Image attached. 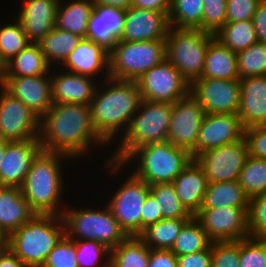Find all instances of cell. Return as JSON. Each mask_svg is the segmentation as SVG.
Wrapping results in <instances>:
<instances>
[{
    "label": "cell",
    "instance_id": "56",
    "mask_svg": "<svg viewBox=\"0 0 266 267\" xmlns=\"http://www.w3.org/2000/svg\"><path fill=\"white\" fill-rule=\"evenodd\" d=\"M94 5H106L122 10H127L132 6V0H91Z\"/></svg>",
    "mask_w": 266,
    "mask_h": 267
},
{
    "label": "cell",
    "instance_id": "5",
    "mask_svg": "<svg viewBox=\"0 0 266 267\" xmlns=\"http://www.w3.org/2000/svg\"><path fill=\"white\" fill-rule=\"evenodd\" d=\"M64 235L62 216L36 214L9 235L8 248L27 267H42L49 252Z\"/></svg>",
    "mask_w": 266,
    "mask_h": 267
},
{
    "label": "cell",
    "instance_id": "1",
    "mask_svg": "<svg viewBox=\"0 0 266 267\" xmlns=\"http://www.w3.org/2000/svg\"><path fill=\"white\" fill-rule=\"evenodd\" d=\"M39 143L43 151L74 160L87 156L92 145H107L94 130L90 105L70 103L53 104L40 118Z\"/></svg>",
    "mask_w": 266,
    "mask_h": 267
},
{
    "label": "cell",
    "instance_id": "46",
    "mask_svg": "<svg viewBox=\"0 0 266 267\" xmlns=\"http://www.w3.org/2000/svg\"><path fill=\"white\" fill-rule=\"evenodd\" d=\"M227 0H203L202 31L216 34L226 23Z\"/></svg>",
    "mask_w": 266,
    "mask_h": 267
},
{
    "label": "cell",
    "instance_id": "32",
    "mask_svg": "<svg viewBox=\"0 0 266 267\" xmlns=\"http://www.w3.org/2000/svg\"><path fill=\"white\" fill-rule=\"evenodd\" d=\"M81 40L82 37L79 35L54 27L38 44L48 64L54 70L56 64L59 63V67L65 62Z\"/></svg>",
    "mask_w": 266,
    "mask_h": 267
},
{
    "label": "cell",
    "instance_id": "33",
    "mask_svg": "<svg viewBox=\"0 0 266 267\" xmlns=\"http://www.w3.org/2000/svg\"><path fill=\"white\" fill-rule=\"evenodd\" d=\"M190 219H162L148 225L138 237L149 249L171 250L183 225Z\"/></svg>",
    "mask_w": 266,
    "mask_h": 267
},
{
    "label": "cell",
    "instance_id": "38",
    "mask_svg": "<svg viewBox=\"0 0 266 267\" xmlns=\"http://www.w3.org/2000/svg\"><path fill=\"white\" fill-rule=\"evenodd\" d=\"M149 187L150 193L158 202L163 219H191L193 217L181 203L172 183H156Z\"/></svg>",
    "mask_w": 266,
    "mask_h": 267
},
{
    "label": "cell",
    "instance_id": "2",
    "mask_svg": "<svg viewBox=\"0 0 266 267\" xmlns=\"http://www.w3.org/2000/svg\"><path fill=\"white\" fill-rule=\"evenodd\" d=\"M101 86L97 84L89 105L94 130L109 145L122 131L120 136L126 132L142 98L139 87L134 81L108 78Z\"/></svg>",
    "mask_w": 266,
    "mask_h": 267
},
{
    "label": "cell",
    "instance_id": "35",
    "mask_svg": "<svg viewBox=\"0 0 266 267\" xmlns=\"http://www.w3.org/2000/svg\"><path fill=\"white\" fill-rule=\"evenodd\" d=\"M214 36L223 46L235 53L257 42L252 20L226 22Z\"/></svg>",
    "mask_w": 266,
    "mask_h": 267
},
{
    "label": "cell",
    "instance_id": "19",
    "mask_svg": "<svg viewBox=\"0 0 266 267\" xmlns=\"http://www.w3.org/2000/svg\"><path fill=\"white\" fill-rule=\"evenodd\" d=\"M169 28L168 15L165 12L131 6L126 10L123 33L119 40L128 42L165 40Z\"/></svg>",
    "mask_w": 266,
    "mask_h": 267
},
{
    "label": "cell",
    "instance_id": "4",
    "mask_svg": "<svg viewBox=\"0 0 266 267\" xmlns=\"http://www.w3.org/2000/svg\"><path fill=\"white\" fill-rule=\"evenodd\" d=\"M192 159L187 150L166 140L136 148L122 163L108 158L104 165L112 175L122 171L124 165L126 167L135 162L132 173L150 186L156 183H172Z\"/></svg>",
    "mask_w": 266,
    "mask_h": 267
},
{
    "label": "cell",
    "instance_id": "36",
    "mask_svg": "<svg viewBox=\"0 0 266 267\" xmlns=\"http://www.w3.org/2000/svg\"><path fill=\"white\" fill-rule=\"evenodd\" d=\"M211 243L199 222L192 217L181 228L171 251L176 256H183L206 250Z\"/></svg>",
    "mask_w": 266,
    "mask_h": 267
},
{
    "label": "cell",
    "instance_id": "11",
    "mask_svg": "<svg viewBox=\"0 0 266 267\" xmlns=\"http://www.w3.org/2000/svg\"><path fill=\"white\" fill-rule=\"evenodd\" d=\"M141 98L173 104L190 94V83L165 58L136 81Z\"/></svg>",
    "mask_w": 266,
    "mask_h": 267
},
{
    "label": "cell",
    "instance_id": "50",
    "mask_svg": "<svg viewBox=\"0 0 266 267\" xmlns=\"http://www.w3.org/2000/svg\"><path fill=\"white\" fill-rule=\"evenodd\" d=\"M177 267H212L211 245L203 251L176 256Z\"/></svg>",
    "mask_w": 266,
    "mask_h": 267
},
{
    "label": "cell",
    "instance_id": "8",
    "mask_svg": "<svg viewBox=\"0 0 266 267\" xmlns=\"http://www.w3.org/2000/svg\"><path fill=\"white\" fill-rule=\"evenodd\" d=\"M214 38V34L200 29L170 26L165 39L166 59L191 84L201 78L208 45Z\"/></svg>",
    "mask_w": 266,
    "mask_h": 267
},
{
    "label": "cell",
    "instance_id": "45",
    "mask_svg": "<svg viewBox=\"0 0 266 267\" xmlns=\"http://www.w3.org/2000/svg\"><path fill=\"white\" fill-rule=\"evenodd\" d=\"M42 267H78L74 240L64 235L49 252Z\"/></svg>",
    "mask_w": 266,
    "mask_h": 267
},
{
    "label": "cell",
    "instance_id": "6",
    "mask_svg": "<svg viewBox=\"0 0 266 267\" xmlns=\"http://www.w3.org/2000/svg\"><path fill=\"white\" fill-rule=\"evenodd\" d=\"M172 104L141 100L109 160L122 163L136 148L167 140Z\"/></svg>",
    "mask_w": 266,
    "mask_h": 267
},
{
    "label": "cell",
    "instance_id": "12",
    "mask_svg": "<svg viewBox=\"0 0 266 267\" xmlns=\"http://www.w3.org/2000/svg\"><path fill=\"white\" fill-rule=\"evenodd\" d=\"M248 157V148L243 137L232 144L202 152L194 160L202 168L210 184L238 180Z\"/></svg>",
    "mask_w": 266,
    "mask_h": 267
},
{
    "label": "cell",
    "instance_id": "59",
    "mask_svg": "<svg viewBox=\"0 0 266 267\" xmlns=\"http://www.w3.org/2000/svg\"><path fill=\"white\" fill-rule=\"evenodd\" d=\"M5 66L6 64L3 62L1 56H0V85L2 83V78H3V75H4V71H5Z\"/></svg>",
    "mask_w": 266,
    "mask_h": 267
},
{
    "label": "cell",
    "instance_id": "13",
    "mask_svg": "<svg viewBox=\"0 0 266 267\" xmlns=\"http://www.w3.org/2000/svg\"><path fill=\"white\" fill-rule=\"evenodd\" d=\"M0 139H39L40 118L0 85Z\"/></svg>",
    "mask_w": 266,
    "mask_h": 267
},
{
    "label": "cell",
    "instance_id": "21",
    "mask_svg": "<svg viewBox=\"0 0 266 267\" xmlns=\"http://www.w3.org/2000/svg\"><path fill=\"white\" fill-rule=\"evenodd\" d=\"M126 10L106 5H93L87 24L86 39L110 52L121 38Z\"/></svg>",
    "mask_w": 266,
    "mask_h": 267
},
{
    "label": "cell",
    "instance_id": "22",
    "mask_svg": "<svg viewBox=\"0 0 266 267\" xmlns=\"http://www.w3.org/2000/svg\"><path fill=\"white\" fill-rule=\"evenodd\" d=\"M60 0H24L15 18L19 21L28 40L38 43L54 27Z\"/></svg>",
    "mask_w": 266,
    "mask_h": 267
},
{
    "label": "cell",
    "instance_id": "30",
    "mask_svg": "<svg viewBox=\"0 0 266 267\" xmlns=\"http://www.w3.org/2000/svg\"><path fill=\"white\" fill-rule=\"evenodd\" d=\"M52 71L38 43H30L6 63L3 76H41Z\"/></svg>",
    "mask_w": 266,
    "mask_h": 267
},
{
    "label": "cell",
    "instance_id": "16",
    "mask_svg": "<svg viewBox=\"0 0 266 267\" xmlns=\"http://www.w3.org/2000/svg\"><path fill=\"white\" fill-rule=\"evenodd\" d=\"M247 210L234 207L200 209L193 217L212 242L237 241L249 237Z\"/></svg>",
    "mask_w": 266,
    "mask_h": 267
},
{
    "label": "cell",
    "instance_id": "28",
    "mask_svg": "<svg viewBox=\"0 0 266 267\" xmlns=\"http://www.w3.org/2000/svg\"><path fill=\"white\" fill-rule=\"evenodd\" d=\"M201 78L240 79L236 53L214 38L208 45Z\"/></svg>",
    "mask_w": 266,
    "mask_h": 267
},
{
    "label": "cell",
    "instance_id": "37",
    "mask_svg": "<svg viewBox=\"0 0 266 267\" xmlns=\"http://www.w3.org/2000/svg\"><path fill=\"white\" fill-rule=\"evenodd\" d=\"M203 0H172L168 14L174 28L202 30Z\"/></svg>",
    "mask_w": 266,
    "mask_h": 267
},
{
    "label": "cell",
    "instance_id": "31",
    "mask_svg": "<svg viewBox=\"0 0 266 267\" xmlns=\"http://www.w3.org/2000/svg\"><path fill=\"white\" fill-rule=\"evenodd\" d=\"M249 197L238 180L210 183L207 186L200 209L234 207L248 208Z\"/></svg>",
    "mask_w": 266,
    "mask_h": 267
},
{
    "label": "cell",
    "instance_id": "43",
    "mask_svg": "<svg viewBox=\"0 0 266 267\" xmlns=\"http://www.w3.org/2000/svg\"><path fill=\"white\" fill-rule=\"evenodd\" d=\"M247 226L249 237L266 240V193L249 198Z\"/></svg>",
    "mask_w": 266,
    "mask_h": 267
},
{
    "label": "cell",
    "instance_id": "48",
    "mask_svg": "<svg viewBox=\"0 0 266 267\" xmlns=\"http://www.w3.org/2000/svg\"><path fill=\"white\" fill-rule=\"evenodd\" d=\"M244 139L251 157L266 159V125L244 129Z\"/></svg>",
    "mask_w": 266,
    "mask_h": 267
},
{
    "label": "cell",
    "instance_id": "58",
    "mask_svg": "<svg viewBox=\"0 0 266 267\" xmlns=\"http://www.w3.org/2000/svg\"><path fill=\"white\" fill-rule=\"evenodd\" d=\"M6 146H7V141L0 139V164L4 157Z\"/></svg>",
    "mask_w": 266,
    "mask_h": 267
},
{
    "label": "cell",
    "instance_id": "3",
    "mask_svg": "<svg viewBox=\"0 0 266 267\" xmlns=\"http://www.w3.org/2000/svg\"><path fill=\"white\" fill-rule=\"evenodd\" d=\"M67 159L71 160L72 158L62 153L43 150L33 159L30 170L20 188L22 195L36 214L62 216L65 204L63 205L61 199L64 196L65 185L64 169H61L63 168L61 164L66 163Z\"/></svg>",
    "mask_w": 266,
    "mask_h": 267
},
{
    "label": "cell",
    "instance_id": "10",
    "mask_svg": "<svg viewBox=\"0 0 266 267\" xmlns=\"http://www.w3.org/2000/svg\"><path fill=\"white\" fill-rule=\"evenodd\" d=\"M127 177L106 206L128 236H138L141 233V211L150 187L133 173Z\"/></svg>",
    "mask_w": 266,
    "mask_h": 267
},
{
    "label": "cell",
    "instance_id": "15",
    "mask_svg": "<svg viewBox=\"0 0 266 267\" xmlns=\"http://www.w3.org/2000/svg\"><path fill=\"white\" fill-rule=\"evenodd\" d=\"M206 113L191 94L172 104L167 141L187 150L194 159V147Z\"/></svg>",
    "mask_w": 266,
    "mask_h": 267
},
{
    "label": "cell",
    "instance_id": "27",
    "mask_svg": "<svg viewBox=\"0 0 266 267\" xmlns=\"http://www.w3.org/2000/svg\"><path fill=\"white\" fill-rule=\"evenodd\" d=\"M36 212L16 186H0V227L9 236Z\"/></svg>",
    "mask_w": 266,
    "mask_h": 267
},
{
    "label": "cell",
    "instance_id": "17",
    "mask_svg": "<svg viewBox=\"0 0 266 267\" xmlns=\"http://www.w3.org/2000/svg\"><path fill=\"white\" fill-rule=\"evenodd\" d=\"M244 137L237 114H206L200 126L194 158L202 152L232 144Z\"/></svg>",
    "mask_w": 266,
    "mask_h": 267
},
{
    "label": "cell",
    "instance_id": "47",
    "mask_svg": "<svg viewBox=\"0 0 266 267\" xmlns=\"http://www.w3.org/2000/svg\"><path fill=\"white\" fill-rule=\"evenodd\" d=\"M212 267H239V240L211 243Z\"/></svg>",
    "mask_w": 266,
    "mask_h": 267
},
{
    "label": "cell",
    "instance_id": "14",
    "mask_svg": "<svg viewBox=\"0 0 266 267\" xmlns=\"http://www.w3.org/2000/svg\"><path fill=\"white\" fill-rule=\"evenodd\" d=\"M190 94L206 114H237L240 104V79L199 78L190 84Z\"/></svg>",
    "mask_w": 266,
    "mask_h": 267
},
{
    "label": "cell",
    "instance_id": "39",
    "mask_svg": "<svg viewBox=\"0 0 266 267\" xmlns=\"http://www.w3.org/2000/svg\"><path fill=\"white\" fill-rule=\"evenodd\" d=\"M238 183L249 198L266 193V159L249 156L239 173Z\"/></svg>",
    "mask_w": 266,
    "mask_h": 267
},
{
    "label": "cell",
    "instance_id": "49",
    "mask_svg": "<svg viewBox=\"0 0 266 267\" xmlns=\"http://www.w3.org/2000/svg\"><path fill=\"white\" fill-rule=\"evenodd\" d=\"M261 0H227L226 22L252 20Z\"/></svg>",
    "mask_w": 266,
    "mask_h": 267
},
{
    "label": "cell",
    "instance_id": "53",
    "mask_svg": "<svg viewBox=\"0 0 266 267\" xmlns=\"http://www.w3.org/2000/svg\"><path fill=\"white\" fill-rule=\"evenodd\" d=\"M258 42L266 44V0L258 3L256 12L252 18Z\"/></svg>",
    "mask_w": 266,
    "mask_h": 267
},
{
    "label": "cell",
    "instance_id": "9",
    "mask_svg": "<svg viewBox=\"0 0 266 267\" xmlns=\"http://www.w3.org/2000/svg\"><path fill=\"white\" fill-rule=\"evenodd\" d=\"M166 41L128 42L118 40L109 52V76L136 82L144 73L166 58Z\"/></svg>",
    "mask_w": 266,
    "mask_h": 267
},
{
    "label": "cell",
    "instance_id": "25",
    "mask_svg": "<svg viewBox=\"0 0 266 267\" xmlns=\"http://www.w3.org/2000/svg\"><path fill=\"white\" fill-rule=\"evenodd\" d=\"M240 86L237 115L242 127L266 125V75L241 78Z\"/></svg>",
    "mask_w": 266,
    "mask_h": 267
},
{
    "label": "cell",
    "instance_id": "23",
    "mask_svg": "<svg viewBox=\"0 0 266 267\" xmlns=\"http://www.w3.org/2000/svg\"><path fill=\"white\" fill-rule=\"evenodd\" d=\"M54 71L56 72L50 73L51 99L53 104L89 105L91 103L97 88V80L95 81L92 77L64 70H62L63 72L61 70L58 72V69Z\"/></svg>",
    "mask_w": 266,
    "mask_h": 267
},
{
    "label": "cell",
    "instance_id": "26",
    "mask_svg": "<svg viewBox=\"0 0 266 267\" xmlns=\"http://www.w3.org/2000/svg\"><path fill=\"white\" fill-rule=\"evenodd\" d=\"M172 184L181 203L194 216L202 206L208 186L202 168L192 159Z\"/></svg>",
    "mask_w": 266,
    "mask_h": 267
},
{
    "label": "cell",
    "instance_id": "40",
    "mask_svg": "<svg viewBox=\"0 0 266 267\" xmlns=\"http://www.w3.org/2000/svg\"><path fill=\"white\" fill-rule=\"evenodd\" d=\"M241 78L266 75V44L256 42L236 53Z\"/></svg>",
    "mask_w": 266,
    "mask_h": 267
},
{
    "label": "cell",
    "instance_id": "44",
    "mask_svg": "<svg viewBox=\"0 0 266 267\" xmlns=\"http://www.w3.org/2000/svg\"><path fill=\"white\" fill-rule=\"evenodd\" d=\"M239 267H266V240H239Z\"/></svg>",
    "mask_w": 266,
    "mask_h": 267
},
{
    "label": "cell",
    "instance_id": "18",
    "mask_svg": "<svg viewBox=\"0 0 266 267\" xmlns=\"http://www.w3.org/2000/svg\"><path fill=\"white\" fill-rule=\"evenodd\" d=\"M1 86L41 118L53 106L50 73L41 76H3Z\"/></svg>",
    "mask_w": 266,
    "mask_h": 267
},
{
    "label": "cell",
    "instance_id": "20",
    "mask_svg": "<svg viewBox=\"0 0 266 267\" xmlns=\"http://www.w3.org/2000/svg\"><path fill=\"white\" fill-rule=\"evenodd\" d=\"M41 150L39 139L7 141L0 164V186L21 187L33 159Z\"/></svg>",
    "mask_w": 266,
    "mask_h": 267
},
{
    "label": "cell",
    "instance_id": "41",
    "mask_svg": "<svg viewBox=\"0 0 266 267\" xmlns=\"http://www.w3.org/2000/svg\"><path fill=\"white\" fill-rule=\"evenodd\" d=\"M14 20L0 27V56L5 64L31 43L19 21Z\"/></svg>",
    "mask_w": 266,
    "mask_h": 267
},
{
    "label": "cell",
    "instance_id": "29",
    "mask_svg": "<svg viewBox=\"0 0 266 267\" xmlns=\"http://www.w3.org/2000/svg\"><path fill=\"white\" fill-rule=\"evenodd\" d=\"M69 1H59L55 27L86 38L87 24L94 4L91 0Z\"/></svg>",
    "mask_w": 266,
    "mask_h": 267
},
{
    "label": "cell",
    "instance_id": "55",
    "mask_svg": "<svg viewBox=\"0 0 266 267\" xmlns=\"http://www.w3.org/2000/svg\"><path fill=\"white\" fill-rule=\"evenodd\" d=\"M0 267H27L9 248L0 251Z\"/></svg>",
    "mask_w": 266,
    "mask_h": 267
},
{
    "label": "cell",
    "instance_id": "51",
    "mask_svg": "<svg viewBox=\"0 0 266 267\" xmlns=\"http://www.w3.org/2000/svg\"><path fill=\"white\" fill-rule=\"evenodd\" d=\"M141 232L150 224L162 220V212L159 211L158 202L149 192L141 211Z\"/></svg>",
    "mask_w": 266,
    "mask_h": 267
},
{
    "label": "cell",
    "instance_id": "52",
    "mask_svg": "<svg viewBox=\"0 0 266 267\" xmlns=\"http://www.w3.org/2000/svg\"><path fill=\"white\" fill-rule=\"evenodd\" d=\"M148 267H177L176 255L171 250L150 249Z\"/></svg>",
    "mask_w": 266,
    "mask_h": 267
},
{
    "label": "cell",
    "instance_id": "42",
    "mask_svg": "<svg viewBox=\"0 0 266 267\" xmlns=\"http://www.w3.org/2000/svg\"><path fill=\"white\" fill-rule=\"evenodd\" d=\"M74 243L78 267H101V264L102 267H109L110 250L100 242L95 240H74ZM104 257H106L105 260L103 259Z\"/></svg>",
    "mask_w": 266,
    "mask_h": 267
},
{
    "label": "cell",
    "instance_id": "24",
    "mask_svg": "<svg viewBox=\"0 0 266 267\" xmlns=\"http://www.w3.org/2000/svg\"><path fill=\"white\" fill-rule=\"evenodd\" d=\"M108 56L109 52L101 45L89 39L82 38L65 62L60 66L62 70L93 77L94 80H97L98 77L96 76L103 72L106 76L103 75L102 78L108 79L110 78Z\"/></svg>",
    "mask_w": 266,
    "mask_h": 267
},
{
    "label": "cell",
    "instance_id": "57",
    "mask_svg": "<svg viewBox=\"0 0 266 267\" xmlns=\"http://www.w3.org/2000/svg\"><path fill=\"white\" fill-rule=\"evenodd\" d=\"M8 238L9 236L0 227V251L8 248Z\"/></svg>",
    "mask_w": 266,
    "mask_h": 267
},
{
    "label": "cell",
    "instance_id": "54",
    "mask_svg": "<svg viewBox=\"0 0 266 267\" xmlns=\"http://www.w3.org/2000/svg\"><path fill=\"white\" fill-rule=\"evenodd\" d=\"M172 0H132V6L139 9L165 12L169 14Z\"/></svg>",
    "mask_w": 266,
    "mask_h": 267
},
{
    "label": "cell",
    "instance_id": "7",
    "mask_svg": "<svg viewBox=\"0 0 266 267\" xmlns=\"http://www.w3.org/2000/svg\"><path fill=\"white\" fill-rule=\"evenodd\" d=\"M69 208H64L62 218L71 240H95L112 251L128 237L106 205L94 210Z\"/></svg>",
    "mask_w": 266,
    "mask_h": 267
},
{
    "label": "cell",
    "instance_id": "34",
    "mask_svg": "<svg viewBox=\"0 0 266 267\" xmlns=\"http://www.w3.org/2000/svg\"><path fill=\"white\" fill-rule=\"evenodd\" d=\"M150 249L138 236H128L110 251L109 267H148Z\"/></svg>",
    "mask_w": 266,
    "mask_h": 267
}]
</instances>
